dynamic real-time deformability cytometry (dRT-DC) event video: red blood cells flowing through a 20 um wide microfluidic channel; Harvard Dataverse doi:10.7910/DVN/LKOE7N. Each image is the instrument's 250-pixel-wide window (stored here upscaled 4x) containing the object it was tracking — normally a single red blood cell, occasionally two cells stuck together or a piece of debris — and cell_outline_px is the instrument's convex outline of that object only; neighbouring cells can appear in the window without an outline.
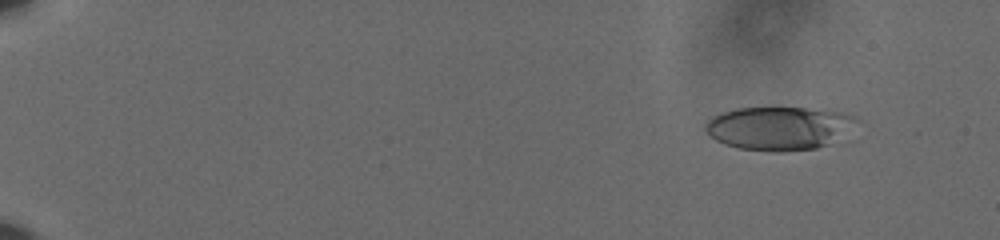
{"species": "human", "species_latin": "Homo sapiens", "temperature_condition": "cold", "stored_images_in_passage": 60, "camera_frame_rate_fps": 3000, "um_per_image_px": 0.085, "donor": {"sex": "male"}, "frame": {"image": 1, "passage_image": 7, "time_ms": 2.0, "image_size_px": [1000, 240], "cell_outline_px": [[860, 120], [848, 140], [844, 144], [816, 148], [784, 152], [772, 152], [740, 148], [724, 144], [716, 140], [704, 128], [704, 124], [712, 116], [720, 112], [736, 108], [804, 108], [844, 112], [856, 116]], "centroid_in_image_um": [66.41, 10.92], "position_along_channel_um": 18.6, "area_um2": 39.77}}
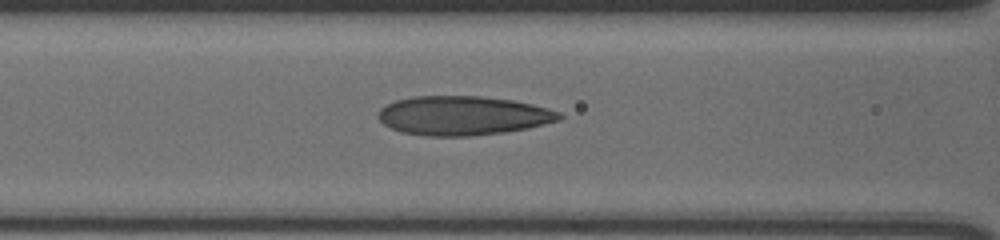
{"frame": {"image": 2, "passage_image": 29, "time_ms": 9.333, "image_size_px": [1000, 240], "cell_outline_px": [[564, 116], [560, 120], [528, 128], [504, 132], [472, 136], [424, 136], [400, 132], [384, 124], [376, 116], [376, 112], [380, 108], [396, 100], [412, 96], [480, 96], [512, 100], [532, 104], [548, 108], [560, 112]], "centroid_in_image_um": [39.33, 9.83], "position_along_channel_um": 127.3, "area_um2": 41.56}}
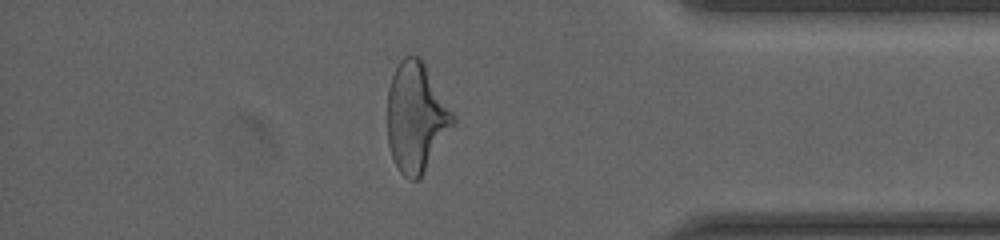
{"frame": {"image": 3, "passage_image": 53, "time_ms": 17.333, "image_size_px": [1000, 240], "cell_outline_px": [[456, 120], [424, 172], [416, 180], [408, 180], [400, 172], [392, 156], [388, 144], [388, 88], [392, 76], [400, 60], [404, 56], [420, 56], [456, 116]], "centroid_in_image_um": [35.37, 9.95], "position_along_channel_um": 399.8, "area_um2": 41.5}, "authors_computed_cell_mechanics": {"area_um2": 39.7953, "velocity_mm_per_s": 3.6266, "shape_relaxation_time_tau1_ms": 7.3551, "shape_relaxation_time_tau2_ms": 1.4055, "deformation_change_tau1": 0.2134, "deformation_change_tau2": 0.1094}}